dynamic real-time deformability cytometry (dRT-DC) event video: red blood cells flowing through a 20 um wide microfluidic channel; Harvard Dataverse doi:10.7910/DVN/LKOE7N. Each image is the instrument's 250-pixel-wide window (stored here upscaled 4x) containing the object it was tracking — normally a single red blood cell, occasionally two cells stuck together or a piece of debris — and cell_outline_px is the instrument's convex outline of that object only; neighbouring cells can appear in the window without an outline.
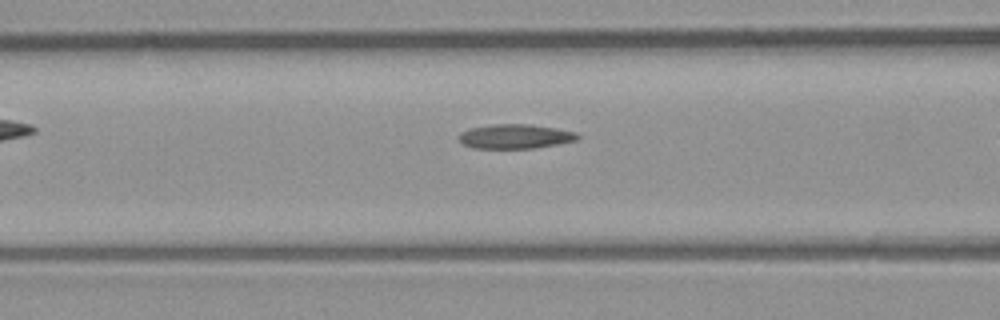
{"species": "common noctule bat (a hibernating species)", "species_latin": "Nyctalus noctula", "temperature_condition": "room temperature", "stored_images_in_passage": 28, "camera_frame_rate_fps": 3000, "um_per_image_px": 0.085, "animal": {"sex": "male", "body_mass_g": 23.1, "forearm_length_mm": 52.7}, "frame": {"image": 1, "passage_image": 8, "time_ms": 2.333, "image_size_px": [1000, 320], "cell_outline_px": [[580, 136], [576, 140], [556, 144], [532, 148], [472, 148], [464, 144], [460, 140], [460, 132], [468, 128], [492, 124], [532, 124], [556, 128], [576, 132]], "centroid_in_image_um": [43.78, 11.58], "position_along_channel_um": 122.8, "area_um2": 16.82}}
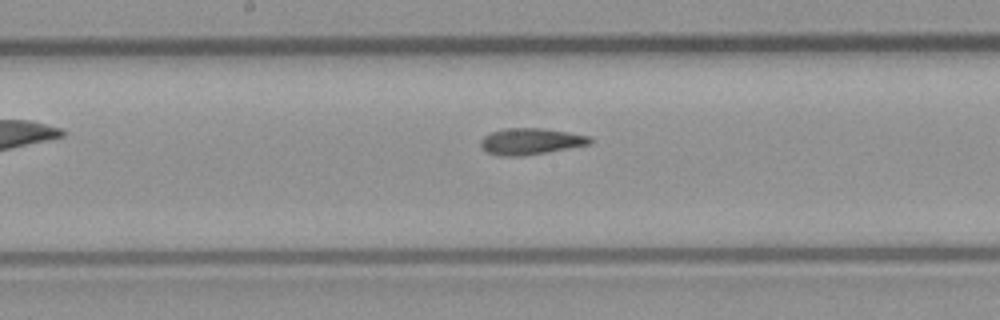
{"frame": {"image": 2, "passage_image": 14, "time_ms": 4.333, "image_size_px": [1000, 320], "cell_outline_px": [[592, 140], [588, 144], [524, 156], [496, 156], [488, 152], [480, 144], [480, 140], [484, 136], [492, 132], [504, 128], [540, 128], [568, 132], [588, 136]], "centroid_in_image_um": [45.04, 12.01], "position_along_channel_um": 203.2, "area_um2": 16.53}}
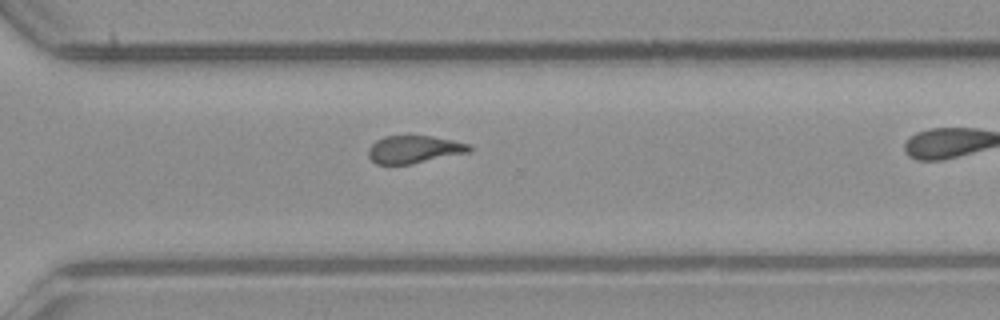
{"frame": {"image": 3, "passage_image": 24, "time_ms": 7.667, "image_size_px": [1000, 320], "cell_outline_px": [[472, 148], [468, 152], [412, 164], [376, 164], [368, 156], [368, 148], [376, 140], [384, 136], [432, 136], [452, 140], [468, 144]], "centroid_in_image_um": [35.16, 12.7], "position_along_channel_um": 335.4, "area_um2": 16.13}}